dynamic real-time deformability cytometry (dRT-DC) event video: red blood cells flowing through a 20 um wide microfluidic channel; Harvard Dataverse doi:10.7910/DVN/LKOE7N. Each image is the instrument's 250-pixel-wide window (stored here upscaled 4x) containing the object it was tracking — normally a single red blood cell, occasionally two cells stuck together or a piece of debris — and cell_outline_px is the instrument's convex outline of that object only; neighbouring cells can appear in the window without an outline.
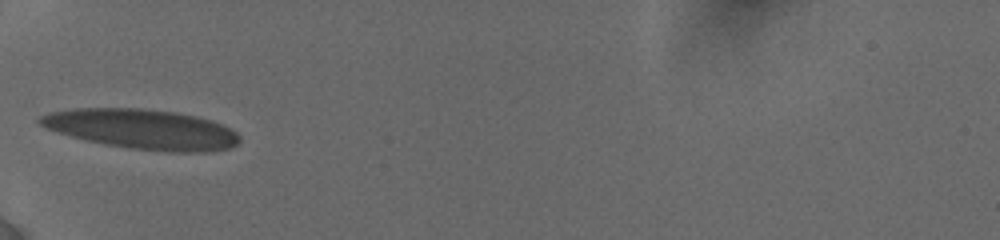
{"species": "human", "species_latin": "Homo sapiens", "temperature_condition": "cold", "stored_images_in_passage": 68, "camera_frame_rate_fps": 3000, "um_per_image_px": 0.085, "donor": {"sex": "female"}, "frame": {"image": 1, "passage_image": 1, "time_ms": 0.0, "image_size_px": [1000, 240], "cell_outline_px": [[240, 140], [232, 148], [208, 152], [168, 152], [128, 148], [104, 144], [56, 132], [44, 128], [36, 120], [40, 116], [48, 112], [76, 108], [140, 108], [176, 112], [196, 116], [212, 120], [236, 132], [240, 136]], "centroid_in_image_um": [12.07, 10.98], "position_along_channel_um": 72.9, "area_um2": 46.59}}
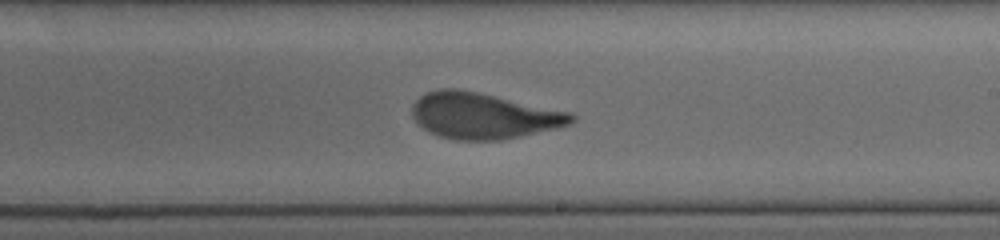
{"frame": {"image": 2, "passage_image": 20, "time_ms": 4.667, "image_size_px": [1000, 240], "cell_outline_px": [[576, 120], [568, 124], [556, 128], [520, 136], [500, 140], [456, 140], [440, 136], [428, 132], [416, 124], [412, 116], [412, 104], [424, 92], [440, 88], [456, 88], [476, 92], [568, 112], [576, 116]], "centroid_in_image_um": [41.0, 9.84], "position_along_channel_um": 248.0, "area_um2": 42.43}}
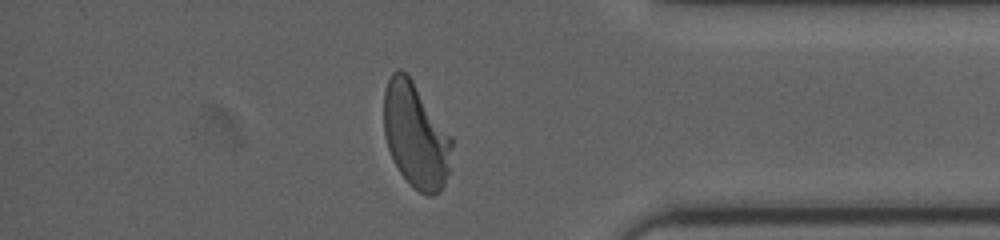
{"frame": {"image": 3, "passage_image": 52, "time_ms": 9.0, "image_size_px": [1000, 240], "cell_outline_px": [[452, 144], [448, 172], [444, 184], [432, 196], [428, 196], [420, 192], [400, 172], [388, 148], [384, 136], [384, 88], [392, 72], [400, 68], [408, 72], [452, 136]], "centroid_in_image_um": [35.32, 11.42], "position_along_channel_um": 399.9, "area_um2": 41.56}, "authors_computed_cell_mechanics": {"area_um2": 42.3674, "velocity_mm_per_s": 3.8227, "shape_relaxation_time_tau1_ms": 4.2811, "shape_relaxation_time_tau2_ms": null, "deformation_change_tau1": 0.2013, "deformation_change_tau2": null}}